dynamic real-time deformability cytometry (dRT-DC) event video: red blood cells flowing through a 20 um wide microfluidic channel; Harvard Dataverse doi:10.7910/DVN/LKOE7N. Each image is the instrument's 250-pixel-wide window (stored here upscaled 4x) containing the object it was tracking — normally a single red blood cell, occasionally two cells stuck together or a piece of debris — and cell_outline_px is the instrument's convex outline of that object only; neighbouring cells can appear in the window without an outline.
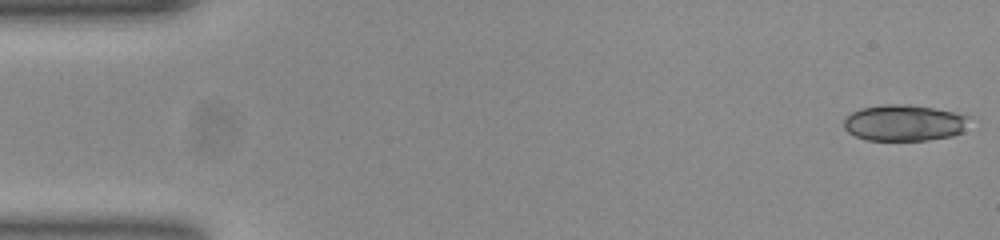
{"species": "common noctule bat (a hibernating species)", "species_latin": "Nyctalus noctula", "temperature_condition": "room temperature", "stored_images_in_passage": 51, "camera_frame_rate_fps": 3000, "um_per_image_px": 0.085, "animal": {"sex": "female", "body_mass_g": 23.0, "forearm_length_mm": 53.4}, "frame": {"image": 1, "passage_image": 1, "time_ms": 0.0, "image_size_px": [1000, 240], "cell_outline_px": [[968, 116], [964, 132], [952, 136], [928, 140], [868, 140], [856, 136], [848, 132], [844, 128], [844, 120], [852, 112], [864, 108], [888, 104], [908, 104], [932, 108], [952, 112]], "centroid_in_image_um": [76.85, 10.45], "position_along_channel_um": 8.1, "area_um2": 26.18}}
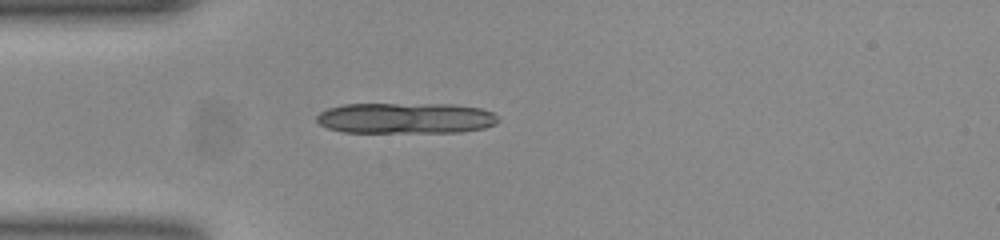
{"frame": {"image": 2, "passage_image": 14, "time_ms": 4.333, "image_size_px": [1000, 240], "cell_outline_px": [[500, 120], [496, 124], [484, 128], [460, 132], [344, 132], [328, 128], [320, 124], [316, 120], [316, 116], [320, 112], [328, 108], [344, 104], [452, 104], [480, 108], [492, 112]], "centroid_in_image_um": [34.48, 10.04], "position_along_channel_um": 50.5, "area_um2": 32.71}, "authors_computed_cell_mechanics": {"area_um2": 26.877, "velocity_mm_per_s": 3.9008, "shape_relaxation_time_tau1_ms": null, "shape_relaxation_time_tau2_ms": 2.7512, "deformation_change_tau1": null, "deformation_change_tau2": 0.0951}}